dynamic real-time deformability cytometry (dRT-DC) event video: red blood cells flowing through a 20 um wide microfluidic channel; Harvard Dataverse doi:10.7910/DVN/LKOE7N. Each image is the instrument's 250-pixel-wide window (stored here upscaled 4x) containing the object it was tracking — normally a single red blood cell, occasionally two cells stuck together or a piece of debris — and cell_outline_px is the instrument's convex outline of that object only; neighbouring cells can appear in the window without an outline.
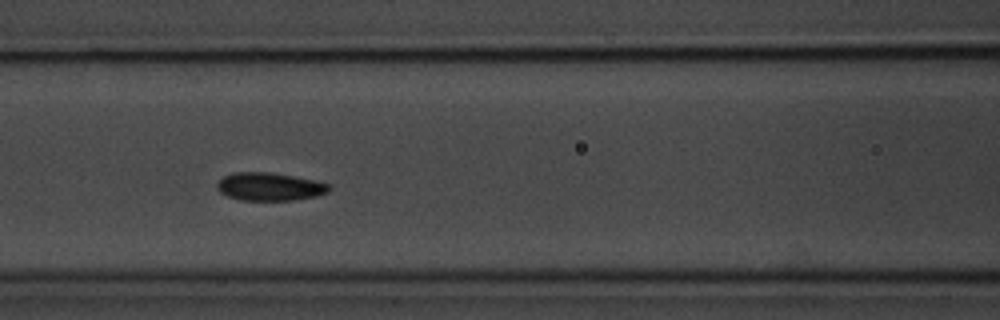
{"species": "common noctule bat (a hibernating species)", "species_latin": "Nyctalus noctula", "temperature_condition": "room temperature", "stored_images_in_passage": 23, "camera_frame_rate_fps": 3000, "um_per_image_px": 0.085, "animal": {"sex": "male", "body_mass_g": 20.1, "forearm_length_mm": 53.5}, "frame": {"image": 1, "passage_image": 10, "time_ms": 3.0, "image_size_px": [1000, 320], "cell_outline_px": [[332, 188], [328, 192], [316, 196], [292, 200], [240, 200], [228, 196], [220, 192], [216, 188], [216, 184], [224, 176], [236, 172], [272, 172], [312, 180], [328, 184]], "centroid_in_image_um": [22.9, 15.86], "position_along_channel_um": 143.7, "area_um2": 18.15}}
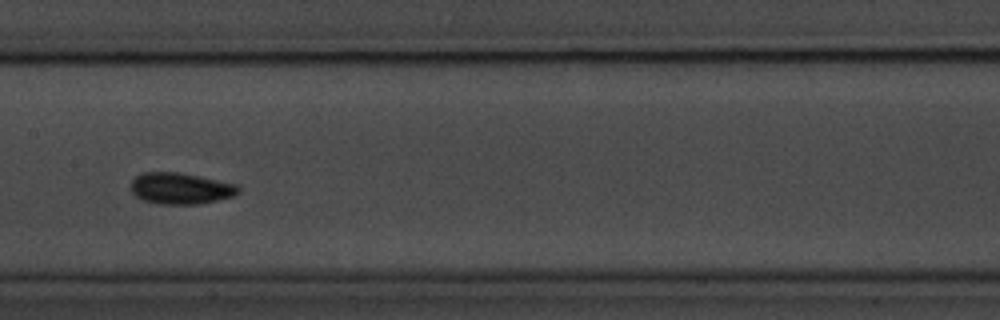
{"frame": {"image": 2, "passage_image": 14, "time_ms": 4.333, "image_size_px": [1000, 320], "cell_outline_px": [[240, 192], [232, 196], [216, 200], [196, 204], [156, 204], [144, 200], [136, 196], [132, 192], [132, 180], [136, 176], [144, 172], [180, 172], [236, 184], [240, 188]], "centroid_in_image_um": [15.34, 16.01], "position_along_channel_um": 192.1, "area_um2": 19.48}}